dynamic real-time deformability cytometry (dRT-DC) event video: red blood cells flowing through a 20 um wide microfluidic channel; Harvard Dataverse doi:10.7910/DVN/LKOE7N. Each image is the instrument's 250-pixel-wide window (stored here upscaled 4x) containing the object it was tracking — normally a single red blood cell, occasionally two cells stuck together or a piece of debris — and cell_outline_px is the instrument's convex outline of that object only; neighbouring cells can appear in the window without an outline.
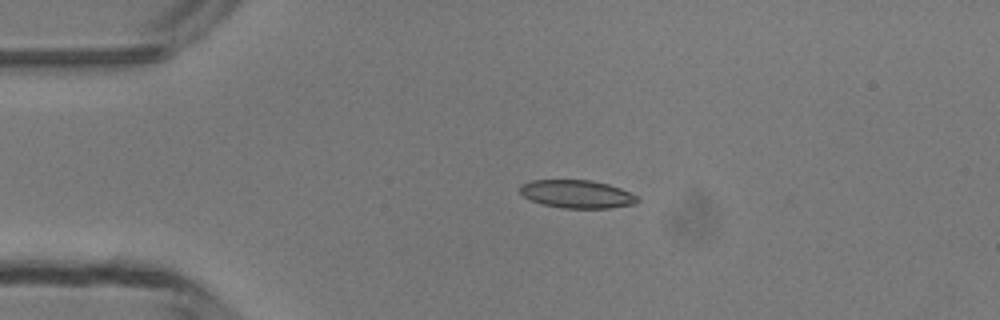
{"species": "common noctule bat (a hibernating species)", "species_latin": "Nyctalus noctula", "temperature_condition": "room temperature", "stored_images_in_passage": 2, "camera_frame_rate_fps": 3000, "um_per_image_px": 0.085, "animal": {"sex": "male", "body_mass_g": 13.3}, "frame": {"image": 1, "passage_image": 1, "time_ms": 0.0, "image_size_px": [1000, 320], "cell_outline_px": [[640, 200], [636, 204], [608, 208], [564, 208], [544, 204], [532, 200], [524, 196], [520, 192], [520, 184], [532, 180], [592, 180], [608, 184], [620, 188], [636, 196]], "centroid_in_image_um": [49.05, 16.49], "position_along_channel_um": 36.0, "area_um2": 19.07}}